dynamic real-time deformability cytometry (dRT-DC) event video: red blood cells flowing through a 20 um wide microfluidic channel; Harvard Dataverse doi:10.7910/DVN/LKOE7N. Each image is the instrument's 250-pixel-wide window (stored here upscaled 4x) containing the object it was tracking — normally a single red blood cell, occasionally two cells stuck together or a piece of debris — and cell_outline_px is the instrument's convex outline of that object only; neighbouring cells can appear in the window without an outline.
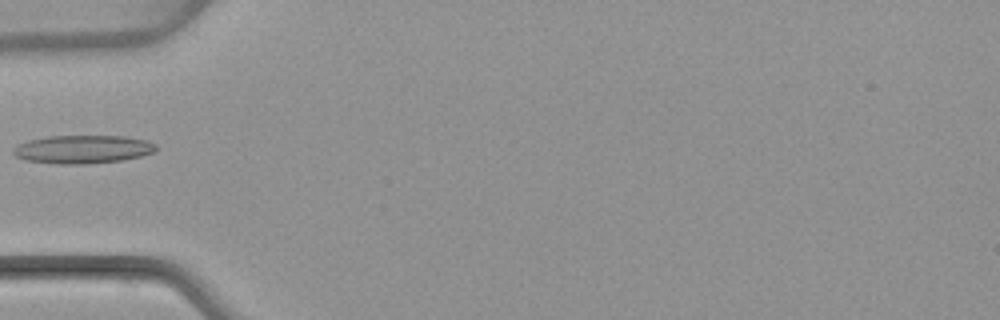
{"species": "common noctule bat (a hibernating species)", "species_latin": "Nyctalus noctula", "temperature_condition": "warm", "stored_images_in_passage": 5, "camera_frame_rate_fps": 3000, "um_per_image_px": 0.085, "animal": {"sex": "female", "body_mass_g": 22.7, "forearm_length_mm": 54.2}, "frame": {"image": 1, "passage_image": 5, "time_ms": 5.0, "image_size_px": [1000, 320], "cell_outline_px": [[156, 148], [152, 152], [140, 156], [120, 160], [84, 164], [56, 164], [24, 160], [16, 156], [12, 152], [12, 148], [16, 144], [28, 140], [48, 136], [124, 136], [148, 140], [156, 144]], "centroid_in_image_um": [6.97, 12.68], "position_along_channel_um": 78.0, "area_um2": 23.58}}